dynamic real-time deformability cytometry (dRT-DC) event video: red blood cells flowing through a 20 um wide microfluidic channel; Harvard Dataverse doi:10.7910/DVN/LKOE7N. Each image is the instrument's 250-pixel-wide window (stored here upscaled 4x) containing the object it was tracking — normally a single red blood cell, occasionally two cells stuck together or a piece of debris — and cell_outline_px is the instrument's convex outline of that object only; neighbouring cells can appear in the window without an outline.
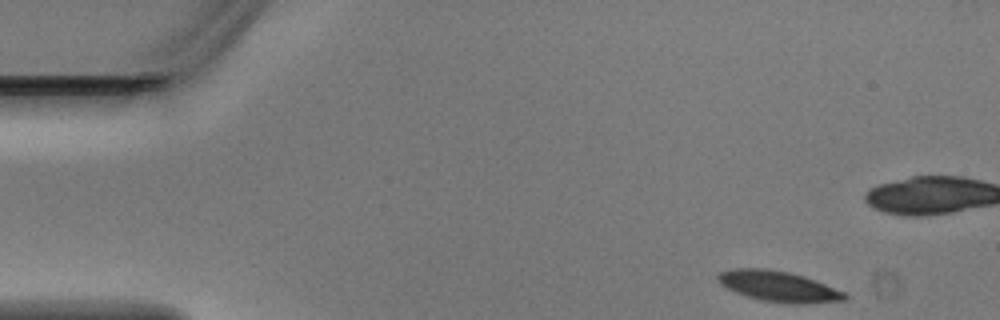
{"species": "Egyptian fruit bat (a non-hibernating species)", "species_latin": "Rousettus aegyptiacus", "temperature_condition": "warm", "stored_images_in_passage": 4, "camera_frame_rate_fps": 3000, "um_per_image_px": 0.085, "animal": {"sex": "male"}, "frame": {"image": 1, "passage_image": 1, "time_ms": 0.0, "image_size_px": [1000, 320], "cell_outline_px": [[848, 296], [844, 300], [808, 304], [796, 304], [760, 300], [736, 292], [720, 284], [716, 276], [720, 272], [732, 268], [768, 268], [788, 272], [804, 276], [816, 280], [844, 292]], "centroid_in_image_um": [66.17, 24.33], "position_along_channel_um": 18.8, "area_um2": 22.6}}